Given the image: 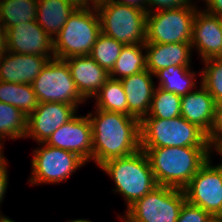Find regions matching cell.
Returning a JSON list of instances; mask_svg holds the SVG:
<instances>
[{
	"mask_svg": "<svg viewBox=\"0 0 222 222\" xmlns=\"http://www.w3.org/2000/svg\"><path fill=\"white\" fill-rule=\"evenodd\" d=\"M222 140V101L217 103V118L214 127V134L210 138L211 144L215 147Z\"/></svg>",
	"mask_w": 222,
	"mask_h": 222,
	"instance_id": "836d02e7",
	"label": "cell"
},
{
	"mask_svg": "<svg viewBox=\"0 0 222 222\" xmlns=\"http://www.w3.org/2000/svg\"><path fill=\"white\" fill-rule=\"evenodd\" d=\"M197 6L147 13L145 43H191Z\"/></svg>",
	"mask_w": 222,
	"mask_h": 222,
	"instance_id": "30bf717a",
	"label": "cell"
},
{
	"mask_svg": "<svg viewBox=\"0 0 222 222\" xmlns=\"http://www.w3.org/2000/svg\"><path fill=\"white\" fill-rule=\"evenodd\" d=\"M104 1H108V0H91V6H95Z\"/></svg>",
	"mask_w": 222,
	"mask_h": 222,
	"instance_id": "7bdbcfd3",
	"label": "cell"
},
{
	"mask_svg": "<svg viewBox=\"0 0 222 222\" xmlns=\"http://www.w3.org/2000/svg\"><path fill=\"white\" fill-rule=\"evenodd\" d=\"M113 1L120 4L130 5V6H134V7L146 10L148 0H113Z\"/></svg>",
	"mask_w": 222,
	"mask_h": 222,
	"instance_id": "8d00e7d4",
	"label": "cell"
},
{
	"mask_svg": "<svg viewBox=\"0 0 222 222\" xmlns=\"http://www.w3.org/2000/svg\"><path fill=\"white\" fill-rule=\"evenodd\" d=\"M67 222H92V221H90L88 219H74V220H70Z\"/></svg>",
	"mask_w": 222,
	"mask_h": 222,
	"instance_id": "b9f144b4",
	"label": "cell"
},
{
	"mask_svg": "<svg viewBox=\"0 0 222 222\" xmlns=\"http://www.w3.org/2000/svg\"><path fill=\"white\" fill-rule=\"evenodd\" d=\"M210 158L183 189L186 201L212 217H222V168Z\"/></svg>",
	"mask_w": 222,
	"mask_h": 222,
	"instance_id": "8fae6325",
	"label": "cell"
},
{
	"mask_svg": "<svg viewBox=\"0 0 222 222\" xmlns=\"http://www.w3.org/2000/svg\"><path fill=\"white\" fill-rule=\"evenodd\" d=\"M204 69L198 72L200 83L208 90L216 103L222 101V56L202 61Z\"/></svg>",
	"mask_w": 222,
	"mask_h": 222,
	"instance_id": "f546056e",
	"label": "cell"
},
{
	"mask_svg": "<svg viewBox=\"0 0 222 222\" xmlns=\"http://www.w3.org/2000/svg\"><path fill=\"white\" fill-rule=\"evenodd\" d=\"M181 116L211 138L216 124L217 103L200 84L197 90L181 96Z\"/></svg>",
	"mask_w": 222,
	"mask_h": 222,
	"instance_id": "2e32d148",
	"label": "cell"
},
{
	"mask_svg": "<svg viewBox=\"0 0 222 222\" xmlns=\"http://www.w3.org/2000/svg\"><path fill=\"white\" fill-rule=\"evenodd\" d=\"M4 154L0 156V204L3 202V199L5 198L4 195L6 194V190L8 188V163L6 161ZM0 216H3V214L0 211Z\"/></svg>",
	"mask_w": 222,
	"mask_h": 222,
	"instance_id": "d6a6232c",
	"label": "cell"
},
{
	"mask_svg": "<svg viewBox=\"0 0 222 222\" xmlns=\"http://www.w3.org/2000/svg\"><path fill=\"white\" fill-rule=\"evenodd\" d=\"M78 108L66 103H39L27 118V134L37 143H45L63 124L70 121Z\"/></svg>",
	"mask_w": 222,
	"mask_h": 222,
	"instance_id": "4fadbf2b",
	"label": "cell"
},
{
	"mask_svg": "<svg viewBox=\"0 0 222 222\" xmlns=\"http://www.w3.org/2000/svg\"><path fill=\"white\" fill-rule=\"evenodd\" d=\"M214 150L222 156V140L214 147Z\"/></svg>",
	"mask_w": 222,
	"mask_h": 222,
	"instance_id": "f35d334b",
	"label": "cell"
},
{
	"mask_svg": "<svg viewBox=\"0 0 222 222\" xmlns=\"http://www.w3.org/2000/svg\"><path fill=\"white\" fill-rule=\"evenodd\" d=\"M98 168L113 179V191L124 198L127 208L158 185L149 159L142 149L126 157L105 161Z\"/></svg>",
	"mask_w": 222,
	"mask_h": 222,
	"instance_id": "3957f363",
	"label": "cell"
},
{
	"mask_svg": "<svg viewBox=\"0 0 222 222\" xmlns=\"http://www.w3.org/2000/svg\"><path fill=\"white\" fill-rule=\"evenodd\" d=\"M7 52V40L5 26L0 22V58Z\"/></svg>",
	"mask_w": 222,
	"mask_h": 222,
	"instance_id": "d590c367",
	"label": "cell"
},
{
	"mask_svg": "<svg viewBox=\"0 0 222 222\" xmlns=\"http://www.w3.org/2000/svg\"><path fill=\"white\" fill-rule=\"evenodd\" d=\"M31 86L39 103H66L76 108L85 103L71 77L67 63L61 59L49 60Z\"/></svg>",
	"mask_w": 222,
	"mask_h": 222,
	"instance_id": "9c48e42d",
	"label": "cell"
},
{
	"mask_svg": "<svg viewBox=\"0 0 222 222\" xmlns=\"http://www.w3.org/2000/svg\"><path fill=\"white\" fill-rule=\"evenodd\" d=\"M38 145L41 146L33 150L31 161L32 170L28 180L31 185L61 183L86 164L73 152L45 143Z\"/></svg>",
	"mask_w": 222,
	"mask_h": 222,
	"instance_id": "ba28073f",
	"label": "cell"
},
{
	"mask_svg": "<svg viewBox=\"0 0 222 222\" xmlns=\"http://www.w3.org/2000/svg\"><path fill=\"white\" fill-rule=\"evenodd\" d=\"M0 222H16L7 216H0Z\"/></svg>",
	"mask_w": 222,
	"mask_h": 222,
	"instance_id": "ab89813d",
	"label": "cell"
},
{
	"mask_svg": "<svg viewBox=\"0 0 222 222\" xmlns=\"http://www.w3.org/2000/svg\"><path fill=\"white\" fill-rule=\"evenodd\" d=\"M192 0H148L146 11L155 12L168 10V9H177L181 7H188V6H198L197 4L193 3ZM159 7V8H158Z\"/></svg>",
	"mask_w": 222,
	"mask_h": 222,
	"instance_id": "1f68e13d",
	"label": "cell"
},
{
	"mask_svg": "<svg viewBox=\"0 0 222 222\" xmlns=\"http://www.w3.org/2000/svg\"><path fill=\"white\" fill-rule=\"evenodd\" d=\"M0 102L11 104L27 117L39 104L31 84L4 81H0Z\"/></svg>",
	"mask_w": 222,
	"mask_h": 222,
	"instance_id": "cb8c5ba5",
	"label": "cell"
},
{
	"mask_svg": "<svg viewBox=\"0 0 222 222\" xmlns=\"http://www.w3.org/2000/svg\"><path fill=\"white\" fill-rule=\"evenodd\" d=\"M147 155L158 185L184 189L210 158L214 147L141 148Z\"/></svg>",
	"mask_w": 222,
	"mask_h": 222,
	"instance_id": "7a4b0ae2",
	"label": "cell"
},
{
	"mask_svg": "<svg viewBox=\"0 0 222 222\" xmlns=\"http://www.w3.org/2000/svg\"><path fill=\"white\" fill-rule=\"evenodd\" d=\"M153 74L147 69L121 79L128 105V115L140 121L147 116L156 88Z\"/></svg>",
	"mask_w": 222,
	"mask_h": 222,
	"instance_id": "d6986e66",
	"label": "cell"
},
{
	"mask_svg": "<svg viewBox=\"0 0 222 222\" xmlns=\"http://www.w3.org/2000/svg\"><path fill=\"white\" fill-rule=\"evenodd\" d=\"M73 2L77 7H88L91 6V0H69Z\"/></svg>",
	"mask_w": 222,
	"mask_h": 222,
	"instance_id": "74e56055",
	"label": "cell"
},
{
	"mask_svg": "<svg viewBox=\"0 0 222 222\" xmlns=\"http://www.w3.org/2000/svg\"><path fill=\"white\" fill-rule=\"evenodd\" d=\"M38 0H0V22L5 29L36 20Z\"/></svg>",
	"mask_w": 222,
	"mask_h": 222,
	"instance_id": "d4e9b609",
	"label": "cell"
},
{
	"mask_svg": "<svg viewBox=\"0 0 222 222\" xmlns=\"http://www.w3.org/2000/svg\"><path fill=\"white\" fill-rule=\"evenodd\" d=\"M64 61L69 67L78 92L86 101L87 98H93L110 78L109 73L90 55L68 57Z\"/></svg>",
	"mask_w": 222,
	"mask_h": 222,
	"instance_id": "ac0fdd59",
	"label": "cell"
},
{
	"mask_svg": "<svg viewBox=\"0 0 222 222\" xmlns=\"http://www.w3.org/2000/svg\"><path fill=\"white\" fill-rule=\"evenodd\" d=\"M94 113L87 115L92 125L93 161L98 167L105 161L126 157L141 149L139 119L96 108Z\"/></svg>",
	"mask_w": 222,
	"mask_h": 222,
	"instance_id": "6da1fadb",
	"label": "cell"
},
{
	"mask_svg": "<svg viewBox=\"0 0 222 222\" xmlns=\"http://www.w3.org/2000/svg\"><path fill=\"white\" fill-rule=\"evenodd\" d=\"M207 222H222L221 217H211Z\"/></svg>",
	"mask_w": 222,
	"mask_h": 222,
	"instance_id": "60d3db41",
	"label": "cell"
},
{
	"mask_svg": "<svg viewBox=\"0 0 222 222\" xmlns=\"http://www.w3.org/2000/svg\"><path fill=\"white\" fill-rule=\"evenodd\" d=\"M76 8L69 0H38L36 22L54 39Z\"/></svg>",
	"mask_w": 222,
	"mask_h": 222,
	"instance_id": "44dd1931",
	"label": "cell"
},
{
	"mask_svg": "<svg viewBox=\"0 0 222 222\" xmlns=\"http://www.w3.org/2000/svg\"><path fill=\"white\" fill-rule=\"evenodd\" d=\"M27 118L18 108L0 102V146L3 147L5 138L17 140L26 137Z\"/></svg>",
	"mask_w": 222,
	"mask_h": 222,
	"instance_id": "4316f807",
	"label": "cell"
},
{
	"mask_svg": "<svg viewBox=\"0 0 222 222\" xmlns=\"http://www.w3.org/2000/svg\"><path fill=\"white\" fill-rule=\"evenodd\" d=\"M7 51L55 57L53 39L35 21L20 23L6 30Z\"/></svg>",
	"mask_w": 222,
	"mask_h": 222,
	"instance_id": "5bb4252c",
	"label": "cell"
},
{
	"mask_svg": "<svg viewBox=\"0 0 222 222\" xmlns=\"http://www.w3.org/2000/svg\"><path fill=\"white\" fill-rule=\"evenodd\" d=\"M141 148L213 147L210 138L182 116L172 119L143 118Z\"/></svg>",
	"mask_w": 222,
	"mask_h": 222,
	"instance_id": "5b68a950",
	"label": "cell"
},
{
	"mask_svg": "<svg viewBox=\"0 0 222 222\" xmlns=\"http://www.w3.org/2000/svg\"><path fill=\"white\" fill-rule=\"evenodd\" d=\"M191 46L198 51L202 61L221 57V18L198 8L193 22Z\"/></svg>",
	"mask_w": 222,
	"mask_h": 222,
	"instance_id": "9a60e30c",
	"label": "cell"
},
{
	"mask_svg": "<svg viewBox=\"0 0 222 222\" xmlns=\"http://www.w3.org/2000/svg\"><path fill=\"white\" fill-rule=\"evenodd\" d=\"M191 43H145L146 68L153 75L170 66L191 67Z\"/></svg>",
	"mask_w": 222,
	"mask_h": 222,
	"instance_id": "ffe728a7",
	"label": "cell"
},
{
	"mask_svg": "<svg viewBox=\"0 0 222 222\" xmlns=\"http://www.w3.org/2000/svg\"><path fill=\"white\" fill-rule=\"evenodd\" d=\"M181 116V96L156 87L147 116L144 118L172 119Z\"/></svg>",
	"mask_w": 222,
	"mask_h": 222,
	"instance_id": "83f0119b",
	"label": "cell"
},
{
	"mask_svg": "<svg viewBox=\"0 0 222 222\" xmlns=\"http://www.w3.org/2000/svg\"><path fill=\"white\" fill-rule=\"evenodd\" d=\"M211 217L201 207L185 201L180 209L177 222H207Z\"/></svg>",
	"mask_w": 222,
	"mask_h": 222,
	"instance_id": "4dcf8cb0",
	"label": "cell"
},
{
	"mask_svg": "<svg viewBox=\"0 0 222 222\" xmlns=\"http://www.w3.org/2000/svg\"><path fill=\"white\" fill-rule=\"evenodd\" d=\"M93 99L96 109L128 115L127 97L121 80L109 78Z\"/></svg>",
	"mask_w": 222,
	"mask_h": 222,
	"instance_id": "484cf974",
	"label": "cell"
},
{
	"mask_svg": "<svg viewBox=\"0 0 222 222\" xmlns=\"http://www.w3.org/2000/svg\"><path fill=\"white\" fill-rule=\"evenodd\" d=\"M143 50H145V43L124 45L109 77L121 80L146 70V53Z\"/></svg>",
	"mask_w": 222,
	"mask_h": 222,
	"instance_id": "603a6c76",
	"label": "cell"
},
{
	"mask_svg": "<svg viewBox=\"0 0 222 222\" xmlns=\"http://www.w3.org/2000/svg\"><path fill=\"white\" fill-rule=\"evenodd\" d=\"M124 44L100 34L92 47L90 56L108 73L111 72Z\"/></svg>",
	"mask_w": 222,
	"mask_h": 222,
	"instance_id": "f1b7e54d",
	"label": "cell"
},
{
	"mask_svg": "<svg viewBox=\"0 0 222 222\" xmlns=\"http://www.w3.org/2000/svg\"><path fill=\"white\" fill-rule=\"evenodd\" d=\"M101 33L124 45L145 43L147 11L108 0L95 5Z\"/></svg>",
	"mask_w": 222,
	"mask_h": 222,
	"instance_id": "8992f818",
	"label": "cell"
},
{
	"mask_svg": "<svg viewBox=\"0 0 222 222\" xmlns=\"http://www.w3.org/2000/svg\"><path fill=\"white\" fill-rule=\"evenodd\" d=\"M205 6V11L216 15L218 17H222V0H204Z\"/></svg>",
	"mask_w": 222,
	"mask_h": 222,
	"instance_id": "e575fe53",
	"label": "cell"
},
{
	"mask_svg": "<svg viewBox=\"0 0 222 222\" xmlns=\"http://www.w3.org/2000/svg\"><path fill=\"white\" fill-rule=\"evenodd\" d=\"M196 75L190 67L186 66H170L154 74L159 79V88L179 96L194 91L197 84Z\"/></svg>",
	"mask_w": 222,
	"mask_h": 222,
	"instance_id": "7402d4cb",
	"label": "cell"
},
{
	"mask_svg": "<svg viewBox=\"0 0 222 222\" xmlns=\"http://www.w3.org/2000/svg\"><path fill=\"white\" fill-rule=\"evenodd\" d=\"M100 34V19L95 6L77 7L53 39L55 58L64 60L90 55Z\"/></svg>",
	"mask_w": 222,
	"mask_h": 222,
	"instance_id": "277c9868",
	"label": "cell"
},
{
	"mask_svg": "<svg viewBox=\"0 0 222 222\" xmlns=\"http://www.w3.org/2000/svg\"><path fill=\"white\" fill-rule=\"evenodd\" d=\"M218 155L222 158V156L218 153ZM222 168V163L218 164Z\"/></svg>",
	"mask_w": 222,
	"mask_h": 222,
	"instance_id": "ee69618b",
	"label": "cell"
},
{
	"mask_svg": "<svg viewBox=\"0 0 222 222\" xmlns=\"http://www.w3.org/2000/svg\"><path fill=\"white\" fill-rule=\"evenodd\" d=\"M91 121L77 114L59 127L45 144L77 154L86 163L93 160V138Z\"/></svg>",
	"mask_w": 222,
	"mask_h": 222,
	"instance_id": "7c38bea8",
	"label": "cell"
},
{
	"mask_svg": "<svg viewBox=\"0 0 222 222\" xmlns=\"http://www.w3.org/2000/svg\"><path fill=\"white\" fill-rule=\"evenodd\" d=\"M53 58L7 51L0 58V81L31 84Z\"/></svg>",
	"mask_w": 222,
	"mask_h": 222,
	"instance_id": "e0dca14e",
	"label": "cell"
},
{
	"mask_svg": "<svg viewBox=\"0 0 222 222\" xmlns=\"http://www.w3.org/2000/svg\"><path fill=\"white\" fill-rule=\"evenodd\" d=\"M186 201L182 189L157 185L142 198L129 206L121 222H177L183 203Z\"/></svg>",
	"mask_w": 222,
	"mask_h": 222,
	"instance_id": "52a82bcc",
	"label": "cell"
}]
</instances>
